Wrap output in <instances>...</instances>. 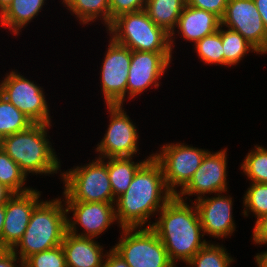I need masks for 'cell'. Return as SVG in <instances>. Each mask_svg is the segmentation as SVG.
I'll return each instance as SVG.
<instances>
[{"instance_id": "20", "label": "cell", "mask_w": 267, "mask_h": 267, "mask_svg": "<svg viewBox=\"0 0 267 267\" xmlns=\"http://www.w3.org/2000/svg\"><path fill=\"white\" fill-rule=\"evenodd\" d=\"M186 5V0H147L145 12L159 27L170 34V46L173 49V35L177 21Z\"/></svg>"}, {"instance_id": "16", "label": "cell", "mask_w": 267, "mask_h": 267, "mask_svg": "<svg viewBox=\"0 0 267 267\" xmlns=\"http://www.w3.org/2000/svg\"><path fill=\"white\" fill-rule=\"evenodd\" d=\"M40 192L33 188L24 193H14L5 204V221L2 245L12 250L25 233L32 211L41 202Z\"/></svg>"}, {"instance_id": "38", "label": "cell", "mask_w": 267, "mask_h": 267, "mask_svg": "<svg viewBox=\"0 0 267 267\" xmlns=\"http://www.w3.org/2000/svg\"><path fill=\"white\" fill-rule=\"evenodd\" d=\"M14 193L5 185L0 184V205H5Z\"/></svg>"}, {"instance_id": "10", "label": "cell", "mask_w": 267, "mask_h": 267, "mask_svg": "<svg viewBox=\"0 0 267 267\" xmlns=\"http://www.w3.org/2000/svg\"><path fill=\"white\" fill-rule=\"evenodd\" d=\"M101 66V86L106 105H123L127 93L132 51L110 37Z\"/></svg>"}, {"instance_id": "31", "label": "cell", "mask_w": 267, "mask_h": 267, "mask_svg": "<svg viewBox=\"0 0 267 267\" xmlns=\"http://www.w3.org/2000/svg\"><path fill=\"white\" fill-rule=\"evenodd\" d=\"M24 267H67L61 245L29 256Z\"/></svg>"}, {"instance_id": "21", "label": "cell", "mask_w": 267, "mask_h": 267, "mask_svg": "<svg viewBox=\"0 0 267 267\" xmlns=\"http://www.w3.org/2000/svg\"><path fill=\"white\" fill-rule=\"evenodd\" d=\"M46 0H13L0 14V25L18 34L41 11Z\"/></svg>"}, {"instance_id": "5", "label": "cell", "mask_w": 267, "mask_h": 267, "mask_svg": "<svg viewBox=\"0 0 267 267\" xmlns=\"http://www.w3.org/2000/svg\"><path fill=\"white\" fill-rule=\"evenodd\" d=\"M107 31L115 42L131 51H173L170 46V34L156 25L144 9L118 16Z\"/></svg>"}, {"instance_id": "26", "label": "cell", "mask_w": 267, "mask_h": 267, "mask_svg": "<svg viewBox=\"0 0 267 267\" xmlns=\"http://www.w3.org/2000/svg\"><path fill=\"white\" fill-rule=\"evenodd\" d=\"M26 178L19 165L0 148V184L5 185L13 193H24L32 189L22 188Z\"/></svg>"}, {"instance_id": "32", "label": "cell", "mask_w": 267, "mask_h": 267, "mask_svg": "<svg viewBox=\"0 0 267 267\" xmlns=\"http://www.w3.org/2000/svg\"><path fill=\"white\" fill-rule=\"evenodd\" d=\"M147 0H109L110 25L118 16L143 10Z\"/></svg>"}, {"instance_id": "8", "label": "cell", "mask_w": 267, "mask_h": 267, "mask_svg": "<svg viewBox=\"0 0 267 267\" xmlns=\"http://www.w3.org/2000/svg\"><path fill=\"white\" fill-rule=\"evenodd\" d=\"M161 151L152 156L162 166L166 186L174 195L177 193L176 186L181 189L190 181L208 152L184 143L163 145Z\"/></svg>"}, {"instance_id": "28", "label": "cell", "mask_w": 267, "mask_h": 267, "mask_svg": "<svg viewBox=\"0 0 267 267\" xmlns=\"http://www.w3.org/2000/svg\"><path fill=\"white\" fill-rule=\"evenodd\" d=\"M214 34L206 36L195 44V51L206 64L224 65V48L222 46V28Z\"/></svg>"}, {"instance_id": "4", "label": "cell", "mask_w": 267, "mask_h": 267, "mask_svg": "<svg viewBox=\"0 0 267 267\" xmlns=\"http://www.w3.org/2000/svg\"><path fill=\"white\" fill-rule=\"evenodd\" d=\"M66 214L61 198L42 200L32 211L27 229L12 249L13 253H19V259L24 262L35 253L61 245L67 232Z\"/></svg>"}, {"instance_id": "25", "label": "cell", "mask_w": 267, "mask_h": 267, "mask_svg": "<svg viewBox=\"0 0 267 267\" xmlns=\"http://www.w3.org/2000/svg\"><path fill=\"white\" fill-rule=\"evenodd\" d=\"M222 46L224 48V65L226 66L238 64L251 50L259 53L241 34L231 29H222Z\"/></svg>"}, {"instance_id": "15", "label": "cell", "mask_w": 267, "mask_h": 267, "mask_svg": "<svg viewBox=\"0 0 267 267\" xmlns=\"http://www.w3.org/2000/svg\"><path fill=\"white\" fill-rule=\"evenodd\" d=\"M172 52L132 51L128 70L127 94L135 98L146 88L159 86V79L171 62Z\"/></svg>"}, {"instance_id": "6", "label": "cell", "mask_w": 267, "mask_h": 267, "mask_svg": "<svg viewBox=\"0 0 267 267\" xmlns=\"http://www.w3.org/2000/svg\"><path fill=\"white\" fill-rule=\"evenodd\" d=\"M105 160L95 161L60 174L64 181L65 200L115 204Z\"/></svg>"}, {"instance_id": "9", "label": "cell", "mask_w": 267, "mask_h": 267, "mask_svg": "<svg viewBox=\"0 0 267 267\" xmlns=\"http://www.w3.org/2000/svg\"><path fill=\"white\" fill-rule=\"evenodd\" d=\"M9 73L0 83V94L34 124H51L43 88L15 71Z\"/></svg>"}, {"instance_id": "14", "label": "cell", "mask_w": 267, "mask_h": 267, "mask_svg": "<svg viewBox=\"0 0 267 267\" xmlns=\"http://www.w3.org/2000/svg\"><path fill=\"white\" fill-rule=\"evenodd\" d=\"M66 212H73L72 220L67 218V231L81 237L96 238L116 220L115 204L106 202L64 201ZM112 223V224H111ZM77 224L86 233H77ZM77 233V234H76Z\"/></svg>"}, {"instance_id": "27", "label": "cell", "mask_w": 267, "mask_h": 267, "mask_svg": "<svg viewBox=\"0 0 267 267\" xmlns=\"http://www.w3.org/2000/svg\"><path fill=\"white\" fill-rule=\"evenodd\" d=\"M234 262L226 249L220 245L207 243L187 263L190 267H229Z\"/></svg>"}, {"instance_id": "37", "label": "cell", "mask_w": 267, "mask_h": 267, "mask_svg": "<svg viewBox=\"0 0 267 267\" xmlns=\"http://www.w3.org/2000/svg\"><path fill=\"white\" fill-rule=\"evenodd\" d=\"M267 30V0H253Z\"/></svg>"}, {"instance_id": "19", "label": "cell", "mask_w": 267, "mask_h": 267, "mask_svg": "<svg viewBox=\"0 0 267 267\" xmlns=\"http://www.w3.org/2000/svg\"><path fill=\"white\" fill-rule=\"evenodd\" d=\"M221 26V19L214 13L185 5L176 27L185 40L196 44L202 38L214 34Z\"/></svg>"}, {"instance_id": "39", "label": "cell", "mask_w": 267, "mask_h": 267, "mask_svg": "<svg viewBox=\"0 0 267 267\" xmlns=\"http://www.w3.org/2000/svg\"><path fill=\"white\" fill-rule=\"evenodd\" d=\"M255 260L258 267H267V251L257 254Z\"/></svg>"}, {"instance_id": "13", "label": "cell", "mask_w": 267, "mask_h": 267, "mask_svg": "<svg viewBox=\"0 0 267 267\" xmlns=\"http://www.w3.org/2000/svg\"><path fill=\"white\" fill-rule=\"evenodd\" d=\"M227 150H219L212 153L207 152L200 167L195 171L190 181L177 191L176 197L182 199L185 195H196L195 200L206 197V194L227 192ZM184 195V196H183Z\"/></svg>"}, {"instance_id": "30", "label": "cell", "mask_w": 267, "mask_h": 267, "mask_svg": "<svg viewBox=\"0 0 267 267\" xmlns=\"http://www.w3.org/2000/svg\"><path fill=\"white\" fill-rule=\"evenodd\" d=\"M243 198L245 216L249 210L257 219L267 213V183H252Z\"/></svg>"}, {"instance_id": "12", "label": "cell", "mask_w": 267, "mask_h": 267, "mask_svg": "<svg viewBox=\"0 0 267 267\" xmlns=\"http://www.w3.org/2000/svg\"><path fill=\"white\" fill-rule=\"evenodd\" d=\"M221 25L241 34L260 54L267 53V30L253 0H228Z\"/></svg>"}, {"instance_id": "24", "label": "cell", "mask_w": 267, "mask_h": 267, "mask_svg": "<svg viewBox=\"0 0 267 267\" xmlns=\"http://www.w3.org/2000/svg\"><path fill=\"white\" fill-rule=\"evenodd\" d=\"M32 124L27 116L0 94V139L22 132Z\"/></svg>"}, {"instance_id": "42", "label": "cell", "mask_w": 267, "mask_h": 267, "mask_svg": "<svg viewBox=\"0 0 267 267\" xmlns=\"http://www.w3.org/2000/svg\"><path fill=\"white\" fill-rule=\"evenodd\" d=\"M6 249L3 247V245L0 243V255L5 251Z\"/></svg>"}, {"instance_id": "3", "label": "cell", "mask_w": 267, "mask_h": 267, "mask_svg": "<svg viewBox=\"0 0 267 267\" xmlns=\"http://www.w3.org/2000/svg\"><path fill=\"white\" fill-rule=\"evenodd\" d=\"M51 124H32L28 129L0 139V148L26 174H54L60 160L52 149L47 131ZM48 127V128H47Z\"/></svg>"}, {"instance_id": "2", "label": "cell", "mask_w": 267, "mask_h": 267, "mask_svg": "<svg viewBox=\"0 0 267 267\" xmlns=\"http://www.w3.org/2000/svg\"><path fill=\"white\" fill-rule=\"evenodd\" d=\"M187 204L174 195L159 211V220L146 226L158 235L173 264L176 260L188 263L208 243L201 241L204 233L196 206Z\"/></svg>"}, {"instance_id": "17", "label": "cell", "mask_w": 267, "mask_h": 267, "mask_svg": "<svg viewBox=\"0 0 267 267\" xmlns=\"http://www.w3.org/2000/svg\"><path fill=\"white\" fill-rule=\"evenodd\" d=\"M222 193H217L218 197H202L199 200H194L193 205L196 206L200 223L203 228V233L209 234L216 238H223L232 235L235 231V223L232 217V198L229 196H221Z\"/></svg>"}, {"instance_id": "33", "label": "cell", "mask_w": 267, "mask_h": 267, "mask_svg": "<svg viewBox=\"0 0 267 267\" xmlns=\"http://www.w3.org/2000/svg\"><path fill=\"white\" fill-rule=\"evenodd\" d=\"M228 0H186V4L197 9L214 13L220 19L225 13Z\"/></svg>"}, {"instance_id": "41", "label": "cell", "mask_w": 267, "mask_h": 267, "mask_svg": "<svg viewBox=\"0 0 267 267\" xmlns=\"http://www.w3.org/2000/svg\"><path fill=\"white\" fill-rule=\"evenodd\" d=\"M13 0H0V14L11 4Z\"/></svg>"}, {"instance_id": "11", "label": "cell", "mask_w": 267, "mask_h": 267, "mask_svg": "<svg viewBox=\"0 0 267 267\" xmlns=\"http://www.w3.org/2000/svg\"><path fill=\"white\" fill-rule=\"evenodd\" d=\"M122 106L107 105L111 122L97 145L96 151L101 155L98 158L134 157L137 153L139 134Z\"/></svg>"}, {"instance_id": "1", "label": "cell", "mask_w": 267, "mask_h": 267, "mask_svg": "<svg viewBox=\"0 0 267 267\" xmlns=\"http://www.w3.org/2000/svg\"><path fill=\"white\" fill-rule=\"evenodd\" d=\"M173 196L166 186L162 166L151 156L137 170L126 192L115 201L120 228L145 227L150 216L159 213Z\"/></svg>"}, {"instance_id": "23", "label": "cell", "mask_w": 267, "mask_h": 267, "mask_svg": "<svg viewBox=\"0 0 267 267\" xmlns=\"http://www.w3.org/2000/svg\"><path fill=\"white\" fill-rule=\"evenodd\" d=\"M68 10L81 21L82 24L94 22L98 17L104 20L108 28L110 26L109 0H63Z\"/></svg>"}, {"instance_id": "29", "label": "cell", "mask_w": 267, "mask_h": 267, "mask_svg": "<svg viewBox=\"0 0 267 267\" xmlns=\"http://www.w3.org/2000/svg\"><path fill=\"white\" fill-rule=\"evenodd\" d=\"M241 169L252 183H267V149L255 146V149L246 155Z\"/></svg>"}, {"instance_id": "40", "label": "cell", "mask_w": 267, "mask_h": 267, "mask_svg": "<svg viewBox=\"0 0 267 267\" xmlns=\"http://www.w3.org/2000/svg\"><path fill=\"white\" fill-rule=\"evenodd\" d=\"M5 221V205H0V243L2 244V230Z\"/></svg>"}, {"instance_id": "35", "label": "cell", "mask_w": 267, "mask_h": 267, "mask_svg": "<svg viewBox=\"0 0 267 267\" xmlns=\"http://www.w3.org/2000/svg\"><path fill=\"white\" fill-rule=\"evenodd\" d=\"M103 267H129L126 261L112 248L107 252Z\"/></svg>"}, {"instance_id": "22", "label": "cell", "mask_w": 267, "mask_h": 267, "mask_svg": "<svg viewBox=\"0 0 267 267\" xmlns=\"http://www.w3.org/2000/svg\"><path fill=\"white\" fill-rule=\"evenodd\" d=\"M152 156L145 160L135 163L132 157H113L107 158V171L113 191L114 200L124 194L129 188L137 170ZM117 196V197H116ZM116 197V198H115Z\"/></svg>"}, {"instance_id": "36", "label": "cell", "mask_w": 267, "mask_h": 267, "mask_svg": "<svg viewBox=\"0 0 267 267\" xmlns=\"http://www.w3.org/2000/svg\"><path fill=\"white\" fill-rule=\"evenodd\" d=\"M18 256L13 253L12 250H5L1 255H0V267H18L16 266L15 262H17V260L21 263L19 264V267H24V262H22L19 258H17Z\"/></svg>"}, {"instance_id": "18", "label": "cell", "mask_w": 267, "mask_h": 267, "mask_svg": "<svg viewBox=\"0 0 267 267\" xmlns=\"http://www.w3.org/2000/svg\"><path fill=\"white\" fill-rule=\"evenodd\" d=\"M61 246L67 267H103L102 258L106 254L103 255L102 245L94 238L77 236L67 231Z\"/></svg>"}, {"instance_id": "7", "label": "cell", "mask_w": 267, "mask_h": 267, "mask_svg": "<svg viewBox=\"0 0 267 267\" xmlns=\"http://www.w3.org/2000/svg\"><path fill=\"white\" fill-rule=\"evenodd\" d=\"M122 228V239L112 249L129 267H175L151 227Z\"/></svg>"}, {"instance_id": "34", "label": "cell", "mask_w": 267, "mask_h": 267, "mask_svg": "<svg viewBox=\"0 0 267 267\" xmlns=\"http://www.w3.org/2000/svg\"><path fill=\"white\" fill-rule=\"evenodd\" d=\"M252 235L255 244H267V213L256 220Z\"/></svg>"}]
</instances>
